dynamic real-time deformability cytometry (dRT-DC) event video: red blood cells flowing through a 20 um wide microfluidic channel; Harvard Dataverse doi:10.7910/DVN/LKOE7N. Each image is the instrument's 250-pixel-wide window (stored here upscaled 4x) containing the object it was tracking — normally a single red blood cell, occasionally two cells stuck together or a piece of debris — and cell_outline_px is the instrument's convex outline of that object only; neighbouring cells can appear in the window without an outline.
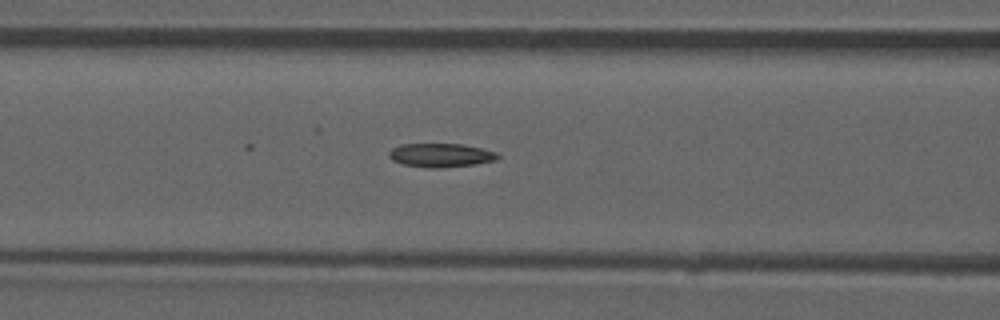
{"species": "common noctule bat (a hibernating species)", "species_latin": "Nyctalus noctula", "temperature_condition": "room temperature", "stored_images_in_passage": 26, "camera_frame_rate_fps": 3000, "um_per_image_px": 0.085, "animal": {"sex": "male", "forearm_length_mm": 52.5}, "frame": {"image": 1, "passage_image": 14, "time_ms": 4.333, "image_size_px": [1000, 320], "cell_outline_px": [[500, 156], [496, 160], [476, 164], [440, 168], [428, 168], [404, 164], [392, 160], [388, 156], [388, 152], [392, 148], [400, 144], [464, 144], [496, 152]], "centroid_in_image_um": [37.45, 13.19], "position_along_channel_um": 129.1, "area_um2": 15.09}}